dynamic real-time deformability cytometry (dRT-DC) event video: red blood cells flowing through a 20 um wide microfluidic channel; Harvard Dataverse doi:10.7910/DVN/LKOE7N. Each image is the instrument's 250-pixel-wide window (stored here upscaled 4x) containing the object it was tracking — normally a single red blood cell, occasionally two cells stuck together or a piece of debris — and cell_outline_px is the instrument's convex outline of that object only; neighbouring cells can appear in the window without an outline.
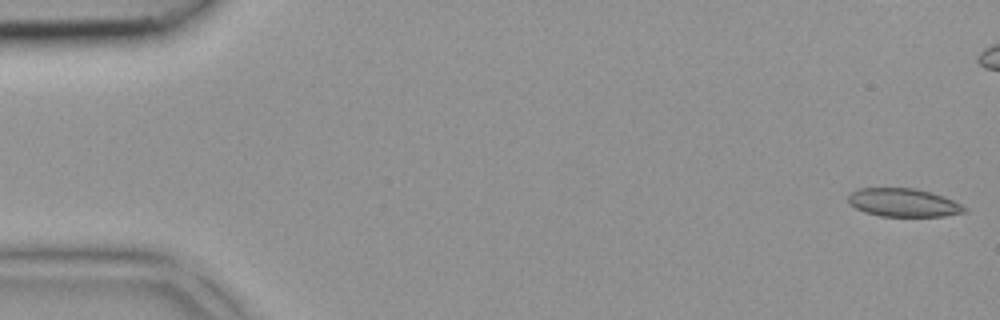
{"species": "common noctule bat (a hibernating species)", "species_latin": "Nyctalus noctula", "temperature_condition": "room temperature", "stored_images_in_passage": 12, "camera_frame_rate_fps": 3000, "um_per_image_px": 0.085, "animal": {"sex": "female", "body_mass_g": 18.4}, "frame": {"image": 1, "passage_image": 1, "time_ms": 0.0, "image_size_px": [1000, 320], "cell_outline_px": [[968, 212], [944, 216], [880, 216], [864, 212], [848, 204], [848, 196], [852, 192], [860, 188], [916, 188], [952, 200], [968, 208]], "centroid_in_image_um": [76.78, 17.23], "position_along_channel_um": 8.2, "area_um2": 19.07}}